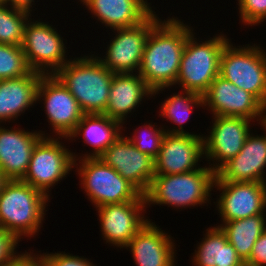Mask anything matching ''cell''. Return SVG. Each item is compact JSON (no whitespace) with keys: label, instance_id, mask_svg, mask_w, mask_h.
<instances>
[{"label":"cell","instance_id":"cell-1","mask_svg":"<svg viewBox=\"0 0 266 266\" xmlns=\"http://www.w3.org/2000/svg\"><path fill=\"white\" fill-rule=\"evenodd\" d=\"M177 19L160 20L145 43L138 74L153 90V96L175 85L186 40L193 31Z\"/></svg>","mask_w":266,"mask_h":266},{"label":"cell","instance_id":"cell-2","mask_svg":"<svg viewBox=\"0 0 266 266\" xmlns=\"http://www.w3.org/2000/svg\"><path fill=\"white\" fill-rule=\"evenodd\" d=\"M114 74L93 54L69 60L54 75L75 97L85 114H103Z\"/></svg>","mask_w":266,"mask_h":266},{"label":"cell","instance_id":"cell-3","mask_svg":"<svg viewBox=\"0 0 266 266\" xmlns=\"http://www.w3.org/2000/svg\"><path fill=\"white\" fill-rule=\"evenodd\" d=\"M50 200L21 179L8 180L0 193V227L19 241L40 231Z\"/></svg>","mask_w":266,"mask_h":266},{"label":"cell","instance_id":"cell-4","mask_svg":"<svg viewBox=\"0 0 266 266\" xmlns=\"http://www.w3.org/2000/svg\"><path fill=\"white\" fill-rule=\"evenodd\" d=\"M209 167L171 175L155 174L144 194L146 206L150 204L188 208L209 203L216 172Z\"/></svg>","mask_w":266,"mask_h":266},{"label":"cell","instance_id":"cell-5","mask_svg":"<svg viewBox=\"0 0 266 266\" xmlns=\"http://www.w3.org/2000/svg\"><path fill=\"white\" fill-rule=\"evenodd\" d=\"M194 37L192 32L186 40L175 85L203 96L219 75L221 54L230 40L219 34L199 43Z\"/></svg>","mask_w":266,"mask_h":266},{"label":"cell","instance_id":"cell-6","mask_svg":"<svg viewBox=\"0 0 266 266\" xmlns=\"http://www.w3.org/2000/svg\"><path fill=\"white\" fill-rule=\"evenodd\" d=\"M219 75L266 107V52L259 45L238 48L228 42L221 54Z\"/></svg>","mask_w":266,"mask_h":266},{"label":"cell","instance_id":"cell-7","mask_svg":"<svg viewBox=\"0 0 266 266\" xmlns=\"http://www.w3.org/2000/svg\"><path fill=\"white\" fill-rule=\"evenodd\" d=\"M81 185L95 208L104 204L134 201L141 193L115 169L99 157H77L73 154ZM80 159V161H79ZM77 160L79 164L76 163Z\"/></svg>","mask_w":266,"mask_h":266},{"label":"cell","instance_id":"cell-8","mask_svg":"<svg viewBox=\"0 0 266 266\" xmlns=\"http://www.w3.org/2000/svg\"><path fill=\"white\" fill-rule=\"evenodd\" d=\"M59 137L43 136L35 145L26 174L21 179L49 198V188L74 169L73 152L65 148ZM59 139V140H58Z\"/></svg>","mask_w":266,"mask_h":266},{"label":"cell","instance_id":"cell-9","mask_svg":"<svg viewBox=\"0 0 266 266\" xmlns=\"http://www.w3.org/2000/svg\"><path fill=\"white\" fill-rule=\"evenodd\" d=\"M48 22L29 18L25 24L21 48L33 71L53 75L67 60L63 37Z\"/></svg>","mask_w":266,"mask_h":266},{"label":"cell","instance_id":"cell-10","mask_svg":"<svg viewBox=\"0 0 266 266\" xmlns=\"http://www.w3.org/2000/svg\"><path fill=\"white\" fill-rule=\"evenodd\" d=\"M159 21L154 11L137 26L113 29L116 36L107 45L106 56L98 59L112 73H138L148 35Z\"/></svg>","mask_w":266,"mask_h":266},{"label":"cell","instance_id":"cell-11","mask_svg":"<svg viewBox=\"0 0 266 266\" xmlns=\"http://www.w3.org/2000/svg\"><path fill=\"white\" fill-rule=\"evenodd\" d=\"M41 98L53 132L59 137L68 138L85 115L75 97L53 74L41 78L37 101Z\"/></svg>","mask_w":266,"mask_h":266},{"label":"cell","instance_id":"cell-12","mask_svg":"<svg viewBox=\"0 0 266 266\" xmlns=\"http://www.w3.org/2000/svg\"><path fill=\"white\" fill-rule=\"evenodd\" d=\"M146 206L140 194L134 201L104 204L97 207L103 239L113 246L125 248L149 221L142 215Z\"/></svg>","mask_w":266,"mask_h":266},{"label":"cell","instance_id":"cell-13","mask_svg":"<svg viewBox=\"0 0 266 266\" xmlns=\"http://www.w3.org/2000/svg\"><path fill=\"white\" fill-rule=\"evenodd\" d=\"M213 186L222 191L217 198L222 223L265 214L266 183L222 181L216 176Z\"/></svg>","mask_w":266,"mask_h":266},{"label":"cell","instance_id":"cell-14","mask_svg":"<svg viewBox=\"0 0 266 266\" xmlns=\"http://www.w3.org/2000/svg\"><path fill=\"white\" fill-rule=\"evenodd\" d=\"M204 106L213 116H233L260 121L265 106L251 93L218 75L203 95Z\"/></svg>","mask_w":266,"mask_h":266},{"label":"cell","instance_id":"cell-15","mask_svg":"<svg viewBox=\"0 0 266 266\" xmlns=\"http://www.w3.org/2000/svg\"><path fill=\"white\" fill-rule=\"evenodd\" d=\"M213 119L210 135L204 136V158L215 162L211 169L216 172L240 152L251 133L252 121L233 116H213Z\"/></svg>","mask_w":266,"mask_h":266},{"label":"cell","instance_id":"cell-16","mask_svg":"<svg viewBox=\"0 0 266 266\" xmlns=\"http://www.w3.org/2000/svg\"><path fill=\"white\" fill-rule=\"evenodd\" d=\"M120 135L100 156L141 194H145L155 175L154 159L140 152L127 135Z\"/></svg>","mask_w":266,"mask_h":266},{"label":"cell","instance_id":"cell-17","mask_svg":"<svg viewBox=\"0 0 266 266\" xmlns=\"http://www.w3.org/2000/svg\"><path fill=\"white\" fill-rule=\"evenodd\" d=\"M203 156V135L166 133L154 159L155 174H181L199 169L197 165Z\"/></svg>","mask_w":266,"mask_h":266},{"label":"cell","instance_id":"cell-18","mask_svg":"<svg viewBox=\"0 0 266 266\" xmlns=\"http://www.w3.org/2000/svg\"><path fill=\"white\" fill-rule=\"evenodd\" d=\"M266 132V129H263ZM266 134V133H265ZM247 137L240 152L217 171L222 181L266 183V135Z\"/></svg>","mask_w":266,"mask_h":266},{"label":"cell","instance_id":"cell-19","mask_svg":"<svg viewBox=\"0 0 266 266\" xmlns=\"http://www.w3.org/2000/svg\"><path fill=\"white\" fill-rule=\"evenodd\" d=\"M44 133L0 127V170L9 180L24 177L35 145L47 136Z\"/></svg>","mask_w":266,"mask_h":266},{"label":"cell","instance_id":"cell-20","mask_svg":"<svg viewBox=\"0 0 266 266\" xmlns=\"http://www.w3.org/2000/svg\"><path fill=\"white\" fill-rule=\"evenodd\" d=\"M172 240L170 235L149 220L125 248H130L137 266H175L177 250H174Z\"/></svg>","mask_w":266,"mask_h":266},{"label":"cell","instance_id":"cell-21","mask_svg":"<svg viewBox=\"0 0 266 266\" xmlns=\"http://www.w3.org/2000/svg\"><path fill=\"white\" fill-rule=\"evenodd\" d=\"M137 73H115L110 86L109 101L104 115L122 125L129 113L141 105L144 97H152L153 90Z\"/></svg>","mask_w":266,"mask_h":266},{"label":"cell","instance_id":"cell-22","mask_svg":"<svg viewBox=\"0 0 266 266\" xmlns=\"http://www.w3.org/2000/svg\"><path fill=\"white\" fill-rule=\"evenodd\" d=\"M110 29L129 28L144 22L154 11L147 0H79Z\"/></svg>","mask_w":266,"mask_h":266},{"label":"cell","instance_id":"cell-23","mask_svg":"<svg viewBox=\"0 0 266 266\" xmlns=\"http://www.w3.org/2000/svg\"><path fill=\"white\" fill-rule=\"evenodd\" d=\"M45 74L32 71L19 78L0 80V123L18 118L37 102V91Z\"/></svg>","mask_w":266,"mask_h":266},{"label":"cell","instance_id":"cell-24","mask_svg":"<svg viewBox=\"0 0 266 266\" xmlns=\"http://www.w3.org/2000/svg\"><path fill=\"white\" fill-rule=\"evenodd\" d=\"M123 126L119 121L104 114H85L68 138H76L80 134L87 144L94 147L93 153L84 154L85 157H99L120 135Z\"/></svg>","mask_w":266,"mask_h":266},{"label":"cell","instance_id":"cell-25","mask_svg":"<svg viewBox=\"0 0 266 266\" xmlns=\"http://www.w3.org/2000/svg\"><path fill=\"white\" fill-rule=\"evenodd\" d=\"M192 263L195 266H246L220 227L206 229Z\"/></svg>","mask_w":266,"mask_h":266},{"label":"cell","instance_id":"cell-26","mask_svg":"<svg viewBox=\"0 0 266 266\" xmlns=\"http://www.w3.org/2000/svg\"><path fill=\"white\" fill-rule=\"evenodd\" d=\"M265 215L258 214L218 225L244 262L250 257L257 239L266 230Z\"/></svg>","mask_w":266,"mask_h":266},{"label":"cell","instance_id":"cell-27","mask_svg":"<svg viewBox=\"0 0 266 266\" xmlns=\"http://www.w3.org/2000/svg\"><path fill=\"white\" fill-rule=\"evenodd\" d=\"M198 108L204 107L203 96L196 94L194 92L189 91H181L178 94L168 96L164 102L161 103V113L159 116H164L163 118H167L179 125V127L175 126L174 128L165 129L166 133L169 134H189L186 130L183 129V124L188 121L190 114L192 113V109L194 107ZM172 129V130H171Z\"/></svg>","mask_w":266,"mask_h":266},{"label":"cell","instance_id":"cell-28","mask_svg":"<svg viewBox=\"0 0 266 266\" xmlns=\"http://www.w3.org/2000/svg\"><path fill=\"white\" fill-rule=\"evenodd\" d=\"M31 14L0 2V44L21 46L24 28Z\"/></svg>","mask_w":266,"mask_h":266},{"label":"cell","instance_id":"cell-29","mask_svg":"<svg viewBox=\"0 0 266 266\" xmlns=\"http://www.w3.org/2000/svg\"><path fill=\"white\" fill-rule=\"evenodd\" d=\"M32 71L21 46L0 44V80L19 78Z\"/></svg>","mask_w":266,"mask_h":266},{"label":"cell","instance_id":"cell-30","mask_svg":"<svg viewBox=\"0 0 266 266\" xmlns=\"http://www.w3.org/2000/svg\"><path fill=\"white\" fill-rule=\"evenodd\" d=\"M142 127H145L143 130V132L145 133H140L141 130L138 131L137 129H135V133L132 134L133 136L127 138L140 152L147 154L151 158L155 159L160 151L162 140L164 138V135L166 134V131L164 127H159L158 129L150 123L148 125L144 124L140 127V129Z\"/></svg>","mask_w":266,"mask_h":266},{"label":"cell","instance_id":"cell-31","mask_svg":"<svg viewBox=\"0 0 266 266\" xmlns=\"http://www.w3.org/2000/svg\"><path fill=\"white\" fill-rule=\"evenodd\" d=\"M241 22L246 25H258L266 20V0H238Z\"/></svg>","mask_w":266,"mask_h":266},{"label":"cell","instance_id":"cell-32","mask_svg":"<svg viewBox=\"0 0 266 266\" xmlns=\"http://www.w3.org/2000/svg\"><path fill=\"white\" fill-rule=\"evenodd\" d=\"M47 266H96L89 259L84 257L74 256L72 254L55 252V253H42Z\"/></svg>","mask_w":266,"mask_h":266},{"label":"cell","instance_id":"cell-33","mask_svg":"<svg viewBox=\"0 0 266 266\" xmlns=\"http://www.w3.org/2000/svg\"><path fill=\"white\" fill-rule=\"evenodd\" d=\"M18 242L13 234L0 227V266L6 265L17 255L15 249Z\"/></svg>","mask_w":266,"mask_h":266},{"label":"cell","instance_id":"cell-34","mask_svg":"<svg viewBox=\"0 0 266 266\" xmlns=\"http://www.w3.org/2000/svg\"><path fill=\"white\" fill-rule=\"evenodd\" d=\"M246 266H266V230L255 242Z\"/></svg>","mask_w":266,"mask_h":266},{"label":"cell","instance_id":"cell-35","mask_svg":"<svg viewBox=\"0 0 266 266\" xmlns=\"http://www.w3.org/2000/svg\"><path fill=\"white\" fill-rule=\"evenodd\" d=\"M4 266H47L42 254H33V252H26L17 254L10 262Z\"/></svg>","mask_w":266,"mask_h":266},{"label":"cell","instance_id":"cell-36","mask_svg":"<svg viewBox=\"0 0 266 266\" xmlns=\"http://www.w3.org/2000/svg\"><path fill=\"white\" fill-rule=\"evenodd\" d=\"M0 2H6L8 5H11L13 8L27 12L30 14L32 11V4L34 5V0H0ZM33 2V3H32Z\"/></svg>","mask_w":266,"mask_h":266},{"label":"cell","instance_id":"cell-37","mask_svg":"<svg viewBox=\"0 0 266 266\" xmlns=\"http://www.w3.org/2000/svg\"><path fill=\"white\" fill-rule=\"evenodd\" d=\"M8 180L9 179L0 170V193Z\"/></svg>","mask_w":266,"mask_h":266},{"label":"cell","instance_id":"cell-38","mask_svg":"<svg viewBox=\"0 0 266 266\" xmlns=\"http://www.w3.org/2000/svg\"><path fill=\"white\" fill-rule=\"evenodd\" d=\"M262 126H263V128L266 129V107H265L264 115H263L262 122H261V127Z\"/></svg>","mask_w":266,"mask_h":266}]
</instances>
